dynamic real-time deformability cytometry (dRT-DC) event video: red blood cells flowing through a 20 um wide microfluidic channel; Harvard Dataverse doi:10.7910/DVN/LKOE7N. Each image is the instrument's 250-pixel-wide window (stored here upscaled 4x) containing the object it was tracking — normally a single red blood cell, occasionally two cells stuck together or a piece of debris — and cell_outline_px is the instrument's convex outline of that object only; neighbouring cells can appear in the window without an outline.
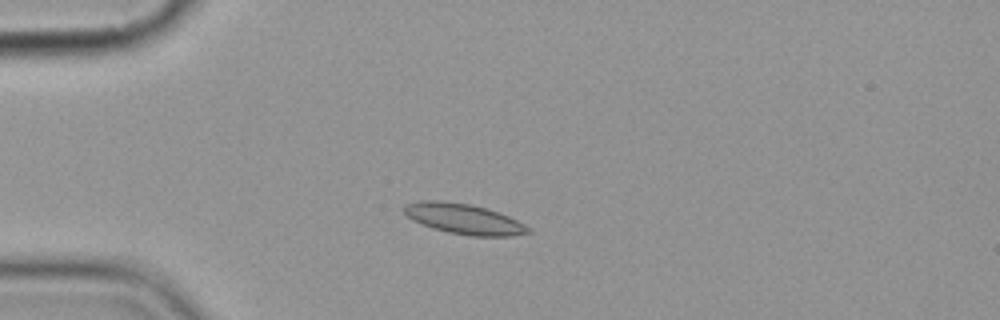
{"species": "common noctule bat (a hibernating species)", "species_latin": "Nyctalus noctula", "temperature_condition": "cold", "stored_images_in_passage": 5, "camera_frame_rate_fps": 3000, "um_per_image_px": 0.085, "animal": {"sex": "female", "body_mass_g": 19.9}, "frame": {"image": 1, "passage_image": 4, "time_ms": 3.333, "image_size_px": [1000, 320], "cell_outline_px": [[532, 232], [512, 236], [472, 236], [448, 232], [432, 228], [420, 224], [412, 220], [404, 212], [404, 204], [420, 200], [440, 200], [468, 204], [484, 208], [508, 216], [532, 228]], "centroid_in_image_um": [39.41, 18.61], "position_along_channel_um": 45.6, "area_um2": 21.91}}